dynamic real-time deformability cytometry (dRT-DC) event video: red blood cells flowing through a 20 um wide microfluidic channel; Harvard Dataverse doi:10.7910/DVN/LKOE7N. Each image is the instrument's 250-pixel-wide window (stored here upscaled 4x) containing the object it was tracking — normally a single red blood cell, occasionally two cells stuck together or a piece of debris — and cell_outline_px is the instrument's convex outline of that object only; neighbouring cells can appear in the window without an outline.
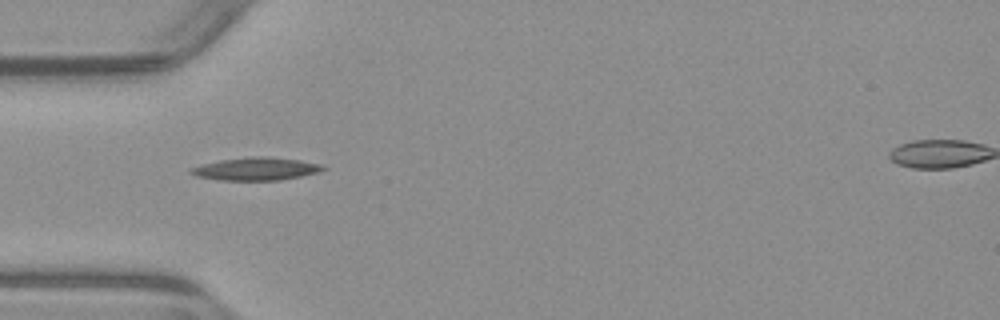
{"species": "common noctule bat (a hibernating species)", "species_latin": "Nyctalus noctula", "temperature_condition": "warm", "stored_images_in_passage": 37, "camera_frame_rate_fps": 3000, "um_per_image_px": 0.085, "animal": {"sex": "male", "body_mass_g": 23.1, "forearm_length_mm": 52.7}, "frame": {"image": 1, "passage_image": 1, "time_ms": 0.0, "image_size_px": [1000, 320], "cell_outline_px": [[328, 168], [320, 172], [280, 180], [216, 180], [196, 176], [188, 172], [192, 168], [204, 164], [220, 160], [300, 160], [324, 164]], "centroid_in_image_um": [21.8, 14.42], "position_along_channel_um": 63.2, "area_um2": 16.3}}
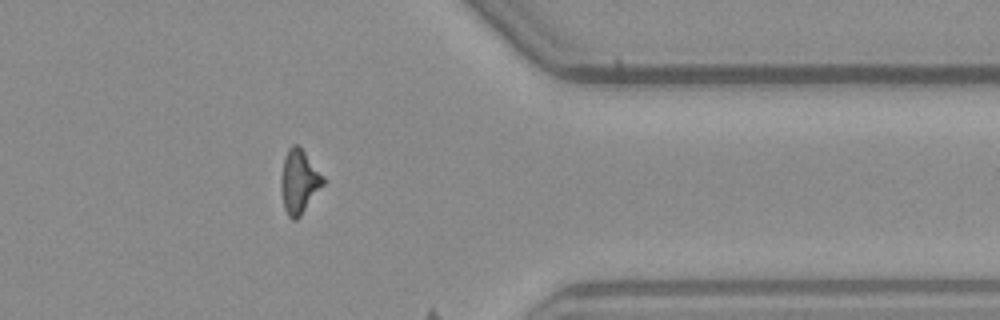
{"frame": {"image": 2, "passage_image": 27, "time_ms": 8.667, "image_size_px": [1000, 320], "cell_outline_px": [[324, 184], [300, 216], [296, 220], [292, 220], [288, 216], [284, 208], [280, 188], [280, 176], [284, 156], [288, 148], [292, 144], [296, 144], [304, 152], [324, 176]], "centroid_in_image_um": [25.39, 15.44], "position_along_channel_um": 386.0, "area_um2": 15.66}}
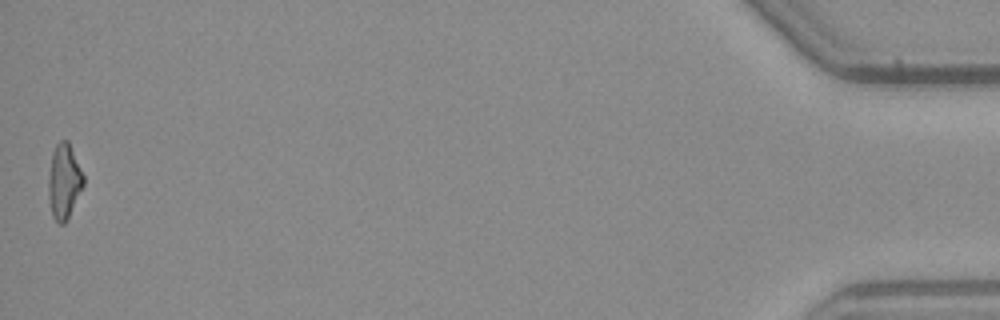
{"frame": {"image": 3, "passage_image": 37, "time_ms": 12.0, "image_size_px": [1000, 320], "cell_outline_px": [[84, 184], [64, 224], [60, 224], [52, 216], [48, 196], [48, 180], [52, 152], [56, 144], [60, 140], [68, 140], [84, 176]], "centroid_in_image_um": [5.43, 15.39], "position_along_channel_um": 429.8, "area_um2": 15.09}}